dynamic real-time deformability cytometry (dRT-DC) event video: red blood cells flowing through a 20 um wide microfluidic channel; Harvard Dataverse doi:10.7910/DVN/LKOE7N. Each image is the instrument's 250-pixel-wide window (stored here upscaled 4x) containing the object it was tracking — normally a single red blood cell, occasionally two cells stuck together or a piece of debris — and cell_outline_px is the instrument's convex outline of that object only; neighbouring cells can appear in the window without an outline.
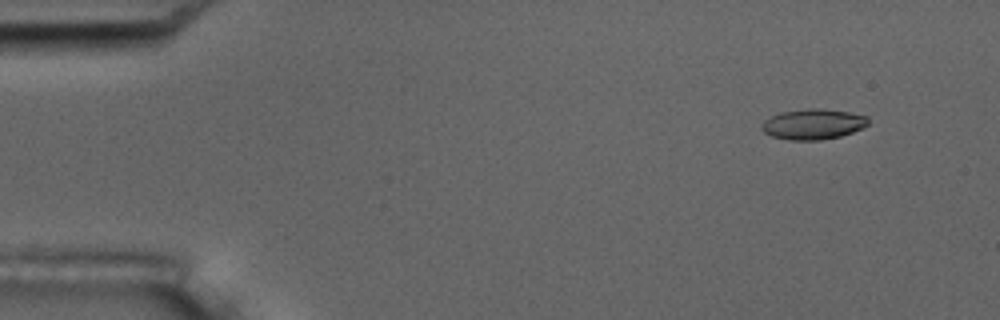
{"species": "common noctule bat (a hibernating species)", "species_latin": "Nyctalus noctula", "temperature_condition": "room temperature", "stored_images_in_passage": 5, "camera_frame_rate_fps": 3000, "um_per_image_px": 0.085, "animal": {"sex": "male", "body_mass_g": 17.5, "forearm_length_mm": 52.3}, "frame": {"image": 1, "passage_image": 1, "time_ms": 0.0, "image_size_px": [1000, 320], "cell_outline_px": [[868, 124], [864, 128], [840, 136], [820, 140], [788, 140], [772, 136], [764, 132], [760, 128], [760, 124], [764, 120], [780, 112], [808, 108], [820, 108], [848, 112], [868, 116]], "centroid_in_image_um": [69.1, 10.55], "position_along_channel_um": 15.9, "area_um2": 19.02}}